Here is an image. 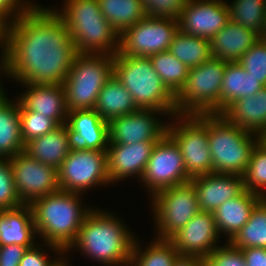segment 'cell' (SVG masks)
I'll list each match as a JSON object with an SVG mask.
<instances>
[{
    "instance_id": "c3c4849f",
    "label": "cell",
    "mask_w": 266,
    "mask_h": 266,
    "mask_svg": "<svg viewBox=\"0 0 266 266\" xmlns=\"http://www.w3.org/2000/svg\"><path fill=\"white\" fill-rule=\"evenodd\" d=\"M261 40H266V13H265V19H264V25L263 29L261 31V34L259 35Z\"/></svg>"
},
{
    "instance_id": "7dc6e473",
    "label": "cell",
    "mask_w": 266,
    "mask_h": 266,
    "mask_svg": "<svg viewBox=\"0 0 266 266\" xmlns=\"http://www.w3.org/2000/svg\"><path fill=\"white\" fill-rule=\"evenodd\" d=\"M172 266H205V263L201 257L178 256Z\"/></svg>"
},
{
    "instance_id": "836d02e7",
    "label": "cell",
    "mask_w": 266,
    "mask_h": 266,
    "mask_svg": "<svg viewBox=\"0 0 266 266\" xmlns=\"http://www.w3.org/2000/svg\"><path fill=\"white\" fill-rule=\"evenodd\" d=\"M230 242L238 248H266V198L254 207L247 223Z\"/></svg>"
},
{
    "instance_id": "74e56055",
    "label": "cell",
    "mask_w": 266,
    "mask_h": 266,
    "mask_svg": "<svg viewBox=\"0 0 266 266\" xmlns=\"http://www.w3.org/2000/svg\"><path fill=\"white\" fill-rule=\"evenodd\" d=\"M237 62L266 86V41L258 40Z\"/></svg>"
},
{
    "instance_id": "4316f807",
    "label": "cell",
    "mask_w": 266,
    "mask_h": 266,
    "mask_svg": "<svg viewBox=\"0 0 266 266\" xmlns=\"http://www.w3.org/2000/svg\"><path fill=\"white\" fill-rule=\"evenodd\" d=\"M4 90L0 93V159H10L23 152L19 100L11 101Z\"/></svg>"
},
{
    "instance_id": "d6a6232c",
    "label": "cell",
    "mask_w": 266,
    "mask_h": 266,
    "mask_svg": "<svg viewBox=\"0 0 266 266\" xmlns=\"http://www.w3.org/2000/svg\"><path fill=\"white\" fill-rule=\"evenodd\" d=\"M149 58L163 84L176 96L186 82L189 68L169 51L156 53Z\"/></svg>"
},
{
    "instance_id": "f907efd6",
    "label": "cell",
    "mask_w": 266,
    "mask_h": 266,
    "mask_svg": "<svg viewBox=\"0 0 266 266\" xmlns=\"http://www.w3.org/2000/svg\"><path fill=\"white\" fill-rule=\"evenodd\" d=\"M3 68H4L3 65L0 63V71H1L0 73H1V74L4 73V72H3V71H4ZM3 88H4V87H2V84H1V81H0V93L4 90Z\"/></svg>"
},
{
    "instance_id": "8d00e7d4",
    "label": "cell",
    "mask_w": 266,
    "mask_h": 266,
    "mask_svg": "<svg viewBox=\"0 0 266 266\" xmlns=\"http://www.w3.org/2000/svg\"><path fill=\"white\" fill-rule=\"evenodd\" d=\"M19 115L21 135L24 144L34 138L43 136L53 131L59 126L53 119L44 117V115L37 112L27 110L20 102Z\"/></svg>"
},
{
    "instance_id": "484cf974",
    "label": "cell",
    "mask_w": 266,
    "mask_h": 266,
    "mask_svg": "<svg viewBox=\"0 0 266 266\" xmlns=\"http://www.w3.org/2000/svg\"><path fill=\"white\" fill-rule=\"evenodd\" d=\"M35 235L30 205L0 210V245L19 244L30 248L35 244Z\"/></svg>"
},
{
    "instance_id": "1f68e13d",
    "label": "cell",
    "mask_w": 266,
    "mask_h": 266,
    "mask_svg": "<svg viewBox=\"0 0 266 266\" xmlns=\"http://www.w3.org/2000/svg\"><path fill=\"white\" fill-rule=\"evenodd\" d=\"M154 240L144 251L140 250L141 247L135 238L129 266H172L179 256L172 242L169 239Z\"/></svg>"
},
{
    "instance_id": "9a60e30c",
    "label": "cell",
    "mask_w": 266,
    "mask_h": 266,
    "mask_svg": "<svg viewBox=\"0 0 266 266\" xmlns=\"http://www.w3.org/2000/svg\"><path fill=\"white\" fill-rule=\"evenodd\" d=\"M166 113L159 110L139 109L119 116L108 122L109 143L133 144L157 142L167 133L168 122L164 124L155 117Z\"/></svg>"
},
{
    "instance_id": "f6af8a7d",
    "label": "cell",
    "mask_w": 266,
    "mask_h": 266,
    "mask_svg": "<svg viewBox=\"0 0 266 266\" xmlns=\"http://www.w3.org/2000/svg\"><path fill=\"white\" fill-rule=\"evenodd\" d=\"M12 26V21L0 15V47L2 46V54L0 57V63L4 66L10 49V30Z\"/></svg>"
},
{
    "instance_id": "b9f144b4",
    "label": "cell",
    "mask_w": 266,
    "mask_h": 266,
    "mask_svg": "<svg viewBox=\"0 0 266 266\" xmlns=\"http://www.w3.org/2000/svg\"><path fill=\"white\" fill-rule=\"evenodd\" d=\"M38 245L34 244L32 247L28 248L21 259L19 266H54L61 257L58 256L54 260H50L45 255V251L39 248Z\"/></svg>"
},
{
    "instance_id": "681fc988",
    "label": "cell",
    "mask_w": 266,
    "mask_h": 266,
    "mask_svg": "<svg viewBox=\"0 0 266 266\" xmlns=\"http://www.w3.org/2000/svg\"><path fill=\"white\" fill-rule=\"evenodd\" d=\"M70 264H69V262L67 263L66 262V259H59V261L54 265V266H69Z\"/></svg>"
},
{
    "instance_id": "30bf717a",
    "label": "cell",
    "mask_w": 266,
    "mask_h": 266,
    "mask_svg": "<svg viewBox=\"0 0 266 266\" xmlns=\"http://www.w3.org/2000/svg\"><path fill=\"white\" fill-rule=\"evenodd\" d=\"M152 209L157 238L160 239H170L201 211L191 182L166 188L154 194Z\"/></svg>"
},
{
    "instance_id": "8992f818",
    "label": "cell",
    "mask_w": 266,
    "mask_h": 266,
    "mask_svg": "<svg viewBox=\"0 0 266 266\" xmlns=\"http://www.w3.org/2000/svg\"><path fill=\"white\" fill-rule=\"evenodd\" d=\"M207 133L213 172L243 176L261 137L230 123L222 114H207Z\"/></svg>"
},
{
    "instance_id": "7bdbcfd3",
    "label": "cell",
    "mask_w": 266,
    "mask_h": 266,
    "mask_svg": "<svg viewBox=\"0 0 266 266\" xmlns=\"http://www.w3.org/2000/svg\"><path fill=\"white\" fill-rule=\"evenodd\" d=\"M34 5V3L27 2L25 0H0V15L9 18L12 22H15L22 14L29 11Z\"/></svg>"
},
{
    "instance_id": "60d3db41",
    "label": "cell",
    "mask_w": 266,
    "mask_h": 266,
    "mask_svg": "<svg viewBox=\"0 0 266 266\" xmlns=\"http://www.w3.org/2000/svg\"><path fill=\"white\" fill-rule=\"evenodd\" d=\"M205 266H246L242 249L230 241L226 245L217 246L204 258Z\"/></svg>"
},
{
    "instance_id": "7a4b0ae2",
    "label": "cell",
    "mask_w": 266,
    "mask_h": 266,
    "mask_svg": "<svg viewBox=\"0 0 266 266\" xmlns=\"http://www.w3.org/2000/svg\"><path fill=\"white\" fill-rule=\"evenodd\" d=\"M82 194L59 190L30 204L36 234L59 256L76 240L84 219L92 210L82 207ZM60 253V254H59Z\"/></svg>"
},
{
    "instance_id": "7402d4cb",
    "label": "cell",
    "mask_w": 266,
    "mask_h": 266,
    "mask_svg": "<svg viewBox=\"0 0 266 266\" xmlns=\"http://www.w3.org/2000/svg\"><path fill=\"white\" fill-rule=\"evenodd\" d=\"M260 36L255 31L241 24L229 21L210 40L211 55L227 62L238 61Z\"/></svg>"
},
{
    "instance_id": "d4e9b609",
    "label": "cell",
    "mask_w": 266,
    "mask_h": 266,
    "mask_svg": "<svg viewBox=\"0 0 266 266\" xmlns=\"http://www.w3.org/2000/svg\"><path fill=\"white\" fill-rule=\"evenodd\" d=\"M72 147L70 130L67 124H63L53 131L27 142L24 152L31 158L58 170Z\"/></svg>"
},
{
    "instance_id": "e0dca14e",
    "label": "cell",
    "mask_w": 266,
    "mask_h": 266,
    "mask_svg": "<svg viewBox=\"0 0 266 266\" xmlns=\"http://www.w3.org/2000/svg\"><path fill=\"white\" fill-rule=\"evenodd\" d=\"M219 232L212 212L200 211L169 240L179 256L205 258L218 245Z\"/></svg>"
},
{
    "instance_id": "277c9868",
    "label": "cell",
    "mask_w": 266,
    "mask_h": 266,
    "mask_svg": "<svg viewBox=\"0 0 266 266\" xmlns=\"http://www.w3.org/2000/svg\"><path fill=\"white\" fill-rule=\"evenodd\" d=\"M55 12L63 19L78 54H111L119 50V34L107 21L98 0H65Z\"/></svg>"
},
{
    "instance_id": "603a6c76",
    "label": "cell",
    "mask_w": 266,
    "mask_h": 266,
    "mask_svg": "<svg viewBox=\"0 0 266 266\" xmlns=\"http://www.w3.org/2000/svg\"><path fill=\"white\" fill-rule=\"evenodd\" d=\"M221 114L230 123L262 138L266 133V86L254 95L235 100Z\"/></svg>"
},
{
    "instance_id": "4fadbf2b",
    "label": "cell",
    "mask_w": 266,
    "mask_h": 266,
    "mask_svg": "<svg viewBox=\"0 0 266 266\" xmlns=\"http://www.w3.org/2000/svg\"><path fill=\"white\" fill-rule=\"evenodd\" d=\"M187 175L180 147L166 133L154 145L147 162L141 182L151 196L176 185L190 182Z\"/></svg>"
},
{
    "instance_id": "5bb4252c",
    "label": "cell",
    "mask_w": 266,
    "mask_h": 266,
    "mask_svg": "<svg viewBox=\"0 0 266 266\" xmlns=\"http://www.w3.org/2000/svg\"><path fill=\"white\" fill-rule=\"evenodd\" d=\"M15 189L24 205L60 190L58 170L20 152L9 159Z\"/></svg>"
},
{
    "instance_id": "ee69618b",
    "label": "cell",
    "mask_w": 266,
    "mask_h": 266,
    "mask_svg": "<svg viewBox=\"0 0 266 266\" xmlns=\"http://www.w3.org/2000/svg\"><path fill=\"white\" fill-rule=\"evenodd\" d=\"M27 249L19 244L0 245V266H19Z\"/></svg>"
},
{
    "instance_id": "e575fe53",
    "label": "cell",
    "mask_w": 266,
    "mask_h": 266,
    "mask_svg": "<svg viewBox=\"0 0 266 266\" xmlns=\"http://www.w3.org/2000/svg\"><path fill=\"white\" fill-rule=\"evenodd\" d=\"M228 4L230 21L241 24L261 34L264 25L266 3L264 0H233Z\"/></svg>"
},
{
    "instance_id": "7c38bea8",
    "label": "cell",
    "mask_w": 266,
    "mask_h": 266,
    "mask_svg": "<svg viewBox=\"0 0 266 266\" xmlns=\"http://www.w3.org/2000/svg\"><path fill=\"white\" fill-rule=\"evenodd\" d=\"M178 31L177 20L145 16L119 35L118 52L125 56L150 57L168 51Z\"/></svg>"
},
{
    "instance_id": "ffe728a7",
    "label": "cell",
    "mask_w": 266,
    "mask_h": 266,
    "mask_svg": "<svg viewBox=\"0 0 266 266\" xmlns=\"http://www.w3.org/2000/svg\"><path fill=\"white\" fill-rule=\"evenodd\" d=\"M67 126L73 146L106 151L109 143L108 122L94 109L68 111Z\"/></svg>"
},
{
    "instance_id": "f1b7e54d",
    "label": "cell",
    "mask_w": 266,
    "mask_h": 266,
    "mask_svg": "<svg viewBox=\"0 0 266 266\" xmlns=\"http://www.w3.org/2000/svg\"><path fill=\"white\" fill-rule=\"evenodd\" d=\"M107 122L139 110L128 90L114 75L102 87L94 108Z\"/></svg>"
},
{
    "instance_id": "ab89813d",
    "label": "cell",
    "mask_w": 266,
    "mask_h": 266,
    "mask_svg": "<svg viewBox=\"0 0 266 266\" xmlns=\"http://www.w3.org/2000/svg\"><path fill=\"white\" fill-rule=\"evenodd\" d=\"M147 17L179 20L188 0H140Z\"/></svg>"
},
{
    "instance_id": "8fae6325",
    "label": "cell",
    "mask_w": 266,
    "mask_h": 266,
    "mask_svg": "<svg viewBox=\"0 0 266 266\" xmlns=\"http://www.w3.org/2000/svg\"><path fill=\"white\" fill-rule=\"evenodd\" d=\"M60 190L79 193L110 184L106 151L73 146L58 169Z\"/></svg>"
},
{
    "instance_id": "ba28073f",
    "label": "cell",
    "mask_w": 266,
    "mask_h": 266,
    "mask_svg": "<svg viewBox=\"0 0 266 266\" xmlns=\"http://www.w3.org/2000/svg\"><path fill=\"white\" fill-rule=\"evenodd\" d=\"M226 61L211 57L189 69L183 88L175 96L177 115L220 114V90Z\"/></svg>"
},
{
    "instance_id": "d590c367",
    "label": "cell",
    "mask_w": 266,
    "mask_h": 266,
    "mask_svg": "<svg viewBox=\"0 0 266 266\" xmlns=\"http://www.w3.org/2000/svg\"><path fill=\"white\" fill-rule=\"evenodd\" d=\"M243 183L247 191L266 198V142L262 138L251 152Z\"/></svg>"
},
{
    "instance_id": "f546056e",
    "label": "cell",
    "mask_w": 266,
    "mask_h": 266,
    "mask_svg": "<svg viewBox=\"0 0 266 266\" xmlns=\"http://www.w3.org/2000/svg\"><path fill=\"white\" fill-rule=\"evenodd\" d=\"M104 18L121 35L146 15L140 0H98Z\"/></svg>"
},
{
    "instance_id": "cb8c5ba5",
    "label": "cell",
    "mask_w": 266,
    "mask_h": 266,
    "mask_svg": "<svg viewBox=\"0 0 266 266\" xmlns=\"http://www.w3.org/2000/svg\"><path fill=\"white\" fill-rule=\"evenodd\" d=\"M262 199L260 195L244 189L238 196L220 205L213 213L220 236L225 233L228 236L227 242L231 241L247 223L254 207Z\"/></svg>"
},
{
    "instance_id": "bcb514c9",
    "label": "cell",
    "mask_w": 266,
    "mask_h": 266,
    "mask_svg": "<svg viewBox=\"0 0 266 266\" xmlns=\"http://www.w3.org/2000/svg\"><path fill=\"white\" fill-rule=\"evenodd\" d=\"M240 249H242L246 266H266V248L249 247Z\"/></svg>"
},
{
    "instance_id": "ac0fdd59",
    "label": "cell",
    "mask_w": 266,
    "mask_h": 266,
    "mask_svg": "<svg viewBox=\"0 0 266 266\" xmlns=\"http://www.w3.org/2000/svg\"><path fill=\"white\" fill-rule=\"evenodd\" d=\"M156 142H139L133 144L108 143L106 149L107 169L110 183L129 176L142 178L147 162Z\"/></svg>"
},
{
    "instance_id": "4dcf8cb0",
    "label": "cell",
    "mask_w": 266,
    "mask_h": 266,
    "mask_svg": "<svg viewBox=\"0 0 266 266\" xmlns=\"http://www.w3.org/2000/svg\"><path fill=\"white\" fill-rule=\"evenodd\" d=\"M168 51L189 69L203 64L212 57L209 39L188 35L180 30L174 36Z\"/></svg>"
},
{
    "instance_id": "83f0119b",
    "label": "cell",
    "mask_w": 266,
    "mask_h": 266,
    "mask_svg": "<svg viewBox=\"0 0 266 266\" xmlns=\"http://www.w3.org/2000/svg\"><path fill=\"white\" fill-rule=\"evenodd\" d=\"M264 87L237 61L227 62L220 90V114L235 100L254 95Z\"/></svg>"
},
{
    "instance_id": "2e32d148",
    "label": "cell",
    "mask_w": 266,
    "mask_h": 266,
    "mask_svg": "<svg viewBox=\"0 0 266 266\" xmlns=\"http://www.w3.org/2000/svg\"><path fill=\"white\" fill-rule=\"evenodd\" d=\"M230 21L227 3L222 0H188L178 20L179 30L211 40Z\"/></svg>"
},
{
    "instance_id": "52a82bcc",
    "label": "cell",
    "mask_w": 266,
    "mask_h": 266,
    "mask_svg": "<svg viewBox=\"0 0 266 266\" xmlns=\"http://www.w3.org/2000/svg\"><path fill=\"white\" fill-rule=\"evenodd\" d=\"M114 55L77 54L63 82L68 111L94 109L102 87L113 75Z\"/></svg>"
},
{
    "instance_id": "5b68a950",
    "label": "cell",
    "mask_w": 266,
    "mask_h": 266,
    "mask_svg": "<svg viewBox=\"0 0 266 266\" xmlns=\"http://www.w3.org/2000/svg\"><path fill=\"white\" fill-rule=\"evenodd\" d=\"M113 75L128 90L139 109L175 116V96L163 84L149 57L114 55ZM169 114V115H168Z\"/></svg>"
},
{
    "instance_id": "816d5d0a",
    "label": "cell",
    "mask_w": 266,
    "mask_h": 266,
    "mask_svg": "<svg viewBox=\"0 0 266 266\" xmlns=\"http://www.w3.org/2000/svg\"><path fill=\"white\" fill-rule=\"evenodd\" d=\"M262 139L266 142V133L263 135Z\"/></svg>"
},
{
    "instance_id": "3957f363",
    "label": "cell",
    "mask_w": 266,
    "mask_h": 266,
    "mask_svg": "<svg viewBox=\"0 0 266 266\" xmlns=\"http://www.w3.org/2000/svg\"><path fill=\"white\" fill-rule=\"evenodd\" d=\"M127 228L115 214L92 209L66 252L78 248L89 259L100 264L129 266L135 236Z\"/></svg>"
},
{
    "instance_id": "44dd1931",
    "label": "cell",
    "mask_w": 266,
    "mask_h": 266,
    "mask_svg": "<svg viewBox=\"0 0 266 266\" xmlns=\"http://www.w3.org/2000/svg\"><path fill=\"white\" fill-rule=\"evenodd\" d=\"M25 93H20L19 102L29 111L53 119L58 125L67 123L65 89L63 84H23Z\"/></svg>"
},
{
    "instance_id": "6da1fadb",
    "label": "cell",
    "mask_w": 266,
    "mask_h": 266,
    "mask_svg": "<svg viewBox=\"0 0 266 266\" xmlns=\"http://www.w3.org/2000/svg\"><path fill=\"white\" fill-rule=\"evenodd\" d=\"M77 54L55 8L35 4L12 22L3 74L22 84H63Z\"/></svg>"
},
{
    "instance_id": "9c48e42d",
    "label": "cell",
    "mask_w": 266,
    "mask_h": 266,
    "mask_svg": "<svg viewBox=\"0 0 266 266\" xmlns=\"http://www.w3.org/2000/svg\"><path fill=\"white\" fill-rule=\"evenodd\" d=\"M174 118L176 124L168 123L167 133L180 147L187 175L192 179L213 173L207 114L175 115Z\"/></svg>"
},
{
    "instance_id": "d6986e66",
    "label": "cell",
    "mask_w": 266,
    "mask_h": 266,
    "mask_svg": "<svg viewBox=\"0 0 266 266\" xmlns=\"http://www.w3.org/2000/svg\"><path fill=\"white\" fill-rule=\"evenodd\" d=\"M196 191L199 208L212 212L227 200L244 190L243 176L237 174L211 173L190 180Z\"/></svg>"
},
{
    "instance_id": "f35d334b",
    "label": "cell",
    "mask_w": 266,
    "mask_h": 266,
    "mask_svg": "<svg viewBox=\"0 0 266 266\" xmlns=\"http://www.w3.org/2000/svg\"><path fill=\"white\" fill-rule=\"evenodd\" d=\"M15 189L9 159H0V210L14 209L22 206Z\"/></svg>"
}]
</instances>
